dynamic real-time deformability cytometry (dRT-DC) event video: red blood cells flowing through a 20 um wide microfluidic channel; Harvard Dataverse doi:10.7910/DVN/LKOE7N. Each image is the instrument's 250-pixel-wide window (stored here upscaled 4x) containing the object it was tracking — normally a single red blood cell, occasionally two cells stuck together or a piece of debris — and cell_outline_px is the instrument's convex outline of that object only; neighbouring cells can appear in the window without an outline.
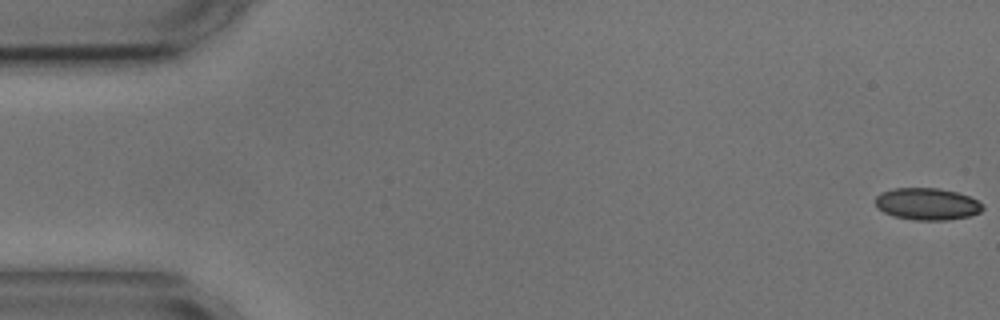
{"species": "common noctule bat (a hibernating species)", "species_latin": "Nyctalus noctula", "temperature_condition": "cold", "stored_images_in_passage": 5, "camera_frame_rate_fps": 3000, "um_per_image_px": 0.085, "animal": {"sex": "male", "body_mass_g": 17.9, "forearm_length_mm": 54.2}, "frame": {"image": 1, "passage_image": 1, "time_ms": 0.0, "image_size_px": [1000, 320], "cell_outline_px": [[984, 208], [980, 212], [968, 216], [948, 220], [916, 220], [892, 216], [884, 212], [876, 204], [876, 196], [880, 192], [892, 188], [936, 188], [956, 192], [968, 196], [984, 204]], "centroid_in_image_um": [78.8, 17.34], "position_along_channel_um": 6.2, "area_um2": 19.94}}
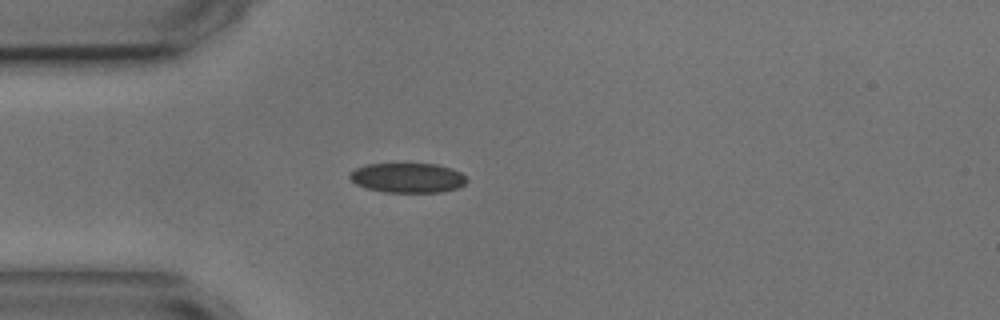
{"frame": {"image": 2, "passage_image": 5, "time_ms": 4.667, "image_size_px": [1000, 320], "cell_outline_px": [[468, 180], [460, 188], [440, 192], [384, 192], [368, 188], [356, 184], [348, 176], [356, 168], [364, 164], [436, 164], [452, 168], [460, 172]], "centroid_in_image_um": [34.68, 15.11], "position_along_channel_um": 50.3, "area_um2": 20.23}}